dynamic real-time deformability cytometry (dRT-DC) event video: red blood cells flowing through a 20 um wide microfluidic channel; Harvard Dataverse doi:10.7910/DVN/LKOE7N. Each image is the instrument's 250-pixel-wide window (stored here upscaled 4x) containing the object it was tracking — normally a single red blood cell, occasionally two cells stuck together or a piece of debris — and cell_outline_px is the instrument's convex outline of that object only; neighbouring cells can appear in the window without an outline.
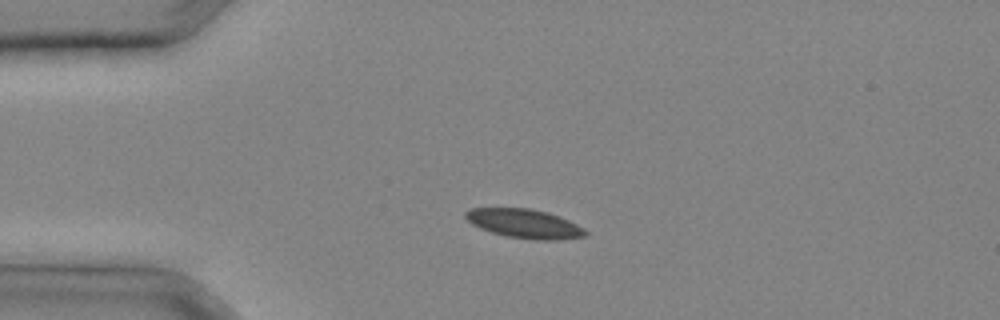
{"species": "common noctule bat (a hibernating species)", "species_latin": "Nyctalus noctula", "temperature_condition": "cold", "stored_images_in_passage": 26, "camera_frame_rate_fps": 3000, "um_per_image_px": 0.085, "animal": {"sex": "male", "body_mass_g": 20.4}, "frame": {"image": 1, "passage_image": 2, "time_ms": 0.333, "image_size_px": [1000, 320], "cell_outline_px": [[588, 236], [560, 240], [536, 240], [508, 236], [492, 232], [480, 228], [472, 224], [464, 216], [464, 212], [472, 208], [532, 208], [548, 212], [560, 216], [584, 228], [588, 232]], "centroid_in_image_um": [44.62, 19.0], "position_along_channel_um": 40.4, "area_um2": 20.4}}
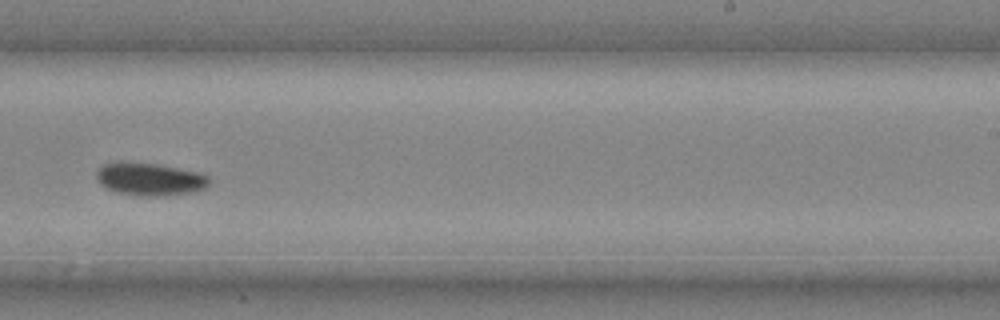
{"frame": {"image": 2, "passage_image": 15, "time_ms": 4.667, "image_size_px": [1000, 320], "cell_outline_px": [[208, 188], [192, 192], [156, 196], [140, 196], [116, 192], [100, 184], [96, 180], [96, 172], [104, 164], [120, 160], [156, 164], [200, 172], [208, 176]], "centroid_in_image_um": [12.71, 15.21], "position_along_channel_um": 276.3, "area_um2": 21.68}}
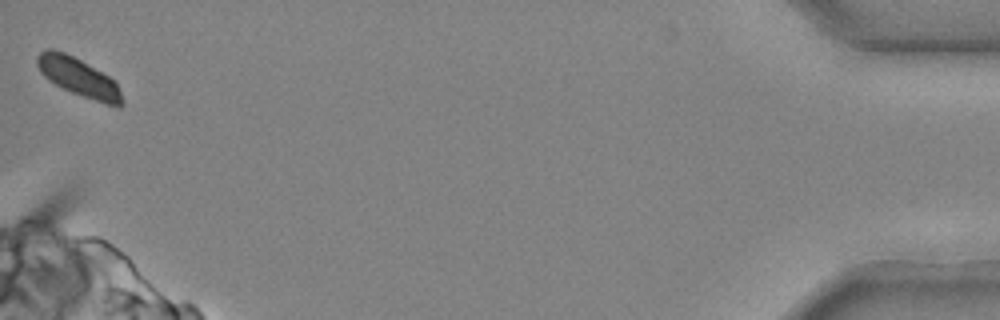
{"frame": {"image": 3, "passage_image": 26, "time_ms": 8.333, "image_size_px": [1000, 320], "cell_outline_px": [[124, 104], [120, 108], [104, 104], [72, 92], [48, 80], [40, 72], [36, 64], [36, 56], [44, 48], [52, 48], [64, 52], [80, 60], [108, 76], [116, 84], [120, 92]], "centroid_in_image_um": [6.65, 6.56], "position_along_channel_um": 428.6, "area_um2": 18.9}}